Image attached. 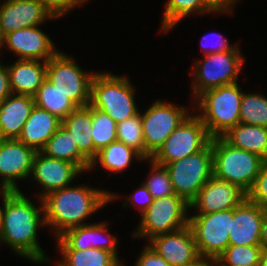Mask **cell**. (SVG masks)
Listing matches in <instances>:
<instances>
[{
	"mask_svg": "<svg viewBox=\"0 0 267 266\" xmlns=\"http://www.w3.org/2000/svg\"><path fill=\"white\" fill-rule=\"evenodd\" d=\"M12 94L7 66L0 65V103Z\"/></svg>",
	"mask_w": 267,
	"mask_h": 266,
	"instance_id": "obj_39",
	"label": "cell"
},
{
	"mask_svg": "<svg viewBox=\"0 0 267 266\" xmlns=\"http://www.w3.org/2000/svg\"><path fill=\"white\" fill-rule=\"evenodd\" d=\"M116 131L117 141L133 148L145 159V143L140 113L118 123Z\"/></svg>",
	"mask_w": 267,
	"mask_h": 266,
	"instance_id": "obj_34",
	"label": "cell"
},
{
	"mask_svg": "<svg viewBox=\"0 0 267 266\" xmlns=\"http://www.w3.org/2000/svg\"><path fill=\"white\" fill-rule=\"evenodd\" d=\"M2 194L4 209L0 240L9 244L22 257H27L34 262H47L36 239L37 227L41 222L45 224L44 217L40 219V211L44 210L43 201L42 207L38 209L21 191L2 189Z\"/></svg>",
	"mask_w": 267,
	"mask_h": 266,
	"instance_id": "obj_1",
	"label": "cell"
},
{
	"mask_svg": "<svg viewBox=\"0 0 267 266\" xmlns=\"http://www.w3.org/2000/svg\"><path fill=\"white\" fill-rule=\"evenodd\" d=\"M262 249L261 245H229L212 266H259Z\"/></svg>",
	"mask_w": 267,
	"mask_h": 266,
	"instance_id": "obj_31",
	"label": "cell"
},
{
	"mask_svg": "<svg viewBox=\"0 0 267 266\" xmlns=\"http://www.w3.org/2000/svg\"><path fill=\"white\" fill-rule=\"evenodd\" d=\"M37 151L18 139H0V175L2 189L19 191L15 179L30 175Z\"/></svg>",
	"mask_w": 267,
	"mask_h": 266,
	"instance_id": "obj_13",
	"label": "cell"
},
{
	"mask_svg": "<svg viewBox=\"0 0 267 266\" xmlns=\"http://www.w3.org/2000/svg\"><path fill=\"white\" fill-rule=\"evenodd\" d=\"M206 36L207 35H205L203 37L202 42H203V40H206ZM218 36H219V34H217V38H219V39L216 41L218 43V45L217 46H214L215 49H213V47H211L210 51L205 52V55L206 54H210V53H214V52H225V51L232 50L234 48V47H230L229 46V43L227 42L226 39L222 38V36L221 37L220 36L218 37ZM215 37H216V35H214V38ZM201 46H202V49L205 50V47L208 46V45L202 43Z\"/></svg>",
	"mask_w": 267,
	"mask_h": 266,
	"instance_id": "obj_40",
	"label": "cell"
},
{
	"mask_svg": "<svg viewBox=\"0 0 267 266\" xmlns=\"http://www.w3.org/2000/svg\"><path fill=\"white\" fill-rule=\"evenodd\" d=\"M106 223L101 224H83L79 227H74L66 230L58 238L60 250H85L91 248L104 249L112 252L116 257L117 239L109 238V243L99 241V237L106 232ZM102 234V235H101Z\"/></svg>",
	"mask_w": 267,
	"mask_h": 266,
	"instance_id": "obj_22",
	"label": "cell"
},
{
	"mask_svg": "<svg viewBox=\"0 0 267 266\" xmlns=\"http://www.w3.org/2000/svg\"><path fill=\"white\" fill-rule=\"evenodd\" d=\"M133 155L143 160L140 154L133 148L128 147L122 142L115 141L97 153L95 159L90 163V169L99 160L101 165L108 171H124L129 166Z\"/></svg>",
	"mask_w": 267,
	"mask_h": 266,
	"instance_id": "obj_29",
	"label": "cell"
},
{
	"mask_svg": "<svg viewBox=\"0 0 267 266\" xmlns=\"http://www.w3.org/2000/svg\"><path fill=\"white\" fill-rule=\"evenodd\" d=\"M61 125L62 120L35 105L18 140L40 152Z\"/></svg>",
	"mask_w": 267,
	"mask_h": 266,
	"instance_id": "obj_21",
	"label": "cell"
},
{
	"mask_svg": "<svg viewBox=\"0 0 267 266\" xmlns=\"http://www.w3.org/2000/svg\"><path fill=\"white\" fill-rule=\"evenodd\" d=\"M231 219L233 209L189 217L188 225L193 231L201 258L206 257L212 263L229 246Z\"/></svg>",
	"mask_w": 267,
	"mask_h": 266,
	"instance_id": "obj_7",
	"label": "cell"
},
{
	"mask_svg": "<svg viewBox=\"0 0 267 266\" xmlns=\"http://www.w3.org/2000/svg\"><path fill=\"white\" fill-rule=\"evenodd\" d=\"M259 266H267V247L262 249Z\"/></svg>",
	"mask_w": 267,
	"mask_h": 266,
	"instance_id": "obj_44",
	"label": "cell"
},
{
	"mask_svg": "<svg viewBox=\"0 0 267 266\" xmlns=\"http://www.w3.org/2000/svg\"><path fill=\"white\" fill-rule=\"evenodd\" d=\"M136 266H170L152 247L146 246Z\"/></svg>",
	"mask_w": 267,
	"mask_h": 266,
	"instance_id": "obj_38",
	"label": "cell"
},
{
	"mask_svg": "<svg viewBox=\"0 0 267 266\" xmlns=\"http://www.w3.org/2000/svg\"><path fill=\"white\" fill-rule=\"evenodd\" d=\"M12 94L34 96L46 79V62L39 60H20L7 66Z\"/></svg>",
	"mask_w": 267,
	"mask_h": 266,
	"instance_id": "obj_23",
	"label": "cell"
},
{
	"mask_svg": "<svg viewBox=\"0 0 267 266\" xmlns=\"http://www.w3.org/2000/svg\"><path fill=\"white\" fill-rule=\"evenodd\" d=\"M261 246L267 247V208L264 213V218L262 221V228H261Z\"/></svg>",
	"mask_w": 267,
	"mask_h": 266,
	"instance_id": "obj_43",
	"label": "cell"
},
{
	"mask_svg": "<svg viewBox=\"0 0 267 266\" xmlns=\"http://www.w3.org/2000/svg\"><path fill=\"white\" fill-rule=\"evenodd\" d=\"M164 166L174 193L190 204L213 176L212 139L203 150Z\"/></svg>",
	"mask_w": 267,
	"mask_h": 266,
	"instance_id": "obj_6",
	"label": "cell"
},
{
	"mask_svg": "<svg viewBox=\"0 0 267 266\" xmlns=\"http://www.w3.org/2000/svg\"><path fill=\"white\" fill-rule=\"evenodd\" d=\"M114 198L113 194L86 186L52 191L41 200L45 225L54 226L59 237L66 230L83 225V219Z\"/></svg>",
	"mask_w": 267,
	"mask_h": 266,
	"instance_id": "obj_2",
	"label": "cell"
},
{
	"mask_svg": "<svg viewBox=\"0 0 267 266\" xmlns=\"http://www.w3.org/2000/svg\"><path fill=\"white\" fill-rule=\"evenodd\" d=\"M192 11L219 12L209 0H169L162 22L163 29L167 31Z\"/></svg>",
	"mask_w": 267,
	"mask_h": 266,
	"instance_id": "obj_30",
	"label": "cell"
},
{
	"mask_svg": "<svg viewBox=\"0 0 267 266\" xmlns=\"http://www.w3.org/2000/svg\"><path fill=\"white\" fill-rule=\"evenodd\" d=\"M62 126L70 131L79 151L92 162L98 153L91 137L92 105L77 107L62 120Z\"/></svg>",
	"mask_w": 267,
	"mask_h": 266,
	"instance_id": "obj_24",
	"label": "cell"
},
{
	"mask_svg": "<svg viewBox=\"0 0 267 266\" xmlns=\"http://www.w3.org/2000/svg\"><path fill=\"white\" fill-rule=\"evenodd\" d=\"M44 155L76 164L82 171L90 169V161L79 151L70 131L62 125L41 150Z\"/></svg>",
	"mask_w": 267,
	"mask_h": 266,
	"instance_id": "obj_26",
	"label": "cell"
},
{
	"mask_svg": "<svg viewBox=\"0 0 267 266\" xmlns=\"http://www.w3.org/2000/svg\"><path fill=\"white\" fill-rule=\"evenodd\" d=\"M189 204L178 195L154 199L147 210L141 214L142 220L134 237L148 236L150 239L157 235L171 233L188 225L186 211Z\"/></svg>",
	"mask_w": 267,
	"mask_h": 266,
	"instance_id": "obj_9",
	"label": "cell"
},
{
	"mask_svg": "<svg viewBox=\"0 0 267 266\" xmlns=\"http://www.w3.org/2000/svg\"><path fill=\"white\" fill-rule=\"evenodd\" d=\"M150 241V247L170 266H189L201 258L189 225L171 233L157 235Z\"/></svg>",
	"mask_w": 267,
	"mask_h": 266,
	"instance_id": "obj_14",
	"label": "cell"
},
{
	"mask_svg": "<svg viewBox=\"0 0 267 266\" xmlns=\"http://www.w3.org/2000/svg\"><path fill=\"white\" fill-rule=\"evenodd\" d=\"M133 95V88L126 77L95 74L90 104L107 113L118 124L139 113Z\"/></svg>",
	"mask_w": 267,
	"mask_h": 266,
	"instance_id": "obj_5",
	"label": "cell"
},
{
	"mask_svg": "<svg viewBox=\"0 0 267 266\" xmlns=\"http://www.w3.org/2000/svg\"><path fill=\"white\" fill-rule=\"evenodd\" d=\"M117 123L105 112L92 106V132L97 152L117 141Z\"/></svg>",
	"mask_w": 267,
	"mask_h": 266,
	"instance_id": "obj_32",
	"label": "cell"
},
{
	"mask_svg": "<svg viewBox=\"0 0 267 266\" xmlns=\"http://www.w3.org/2000/svg\"><path fill=\"white\" fill-rule=\"evenodd\" d=\"M82 170L69 161L55 159L37 152L32 167V175L44 188L42 198L52 191L68 187L73 178Z\"/></svg>",
	"mask_w": 267,
	"mask_h": 266,
	"instance_id": "obj_18",
	"label": "cell"
},
{
	"mask_svg": "<svg viewBox=\"0 0 267 266\" xmlns=\"http://www.w3.org/2000/svg\"><path fill=\"white\" fill-rule=\"evenodd\" d=\"M55 18L62 16L83 0H38Z\"/></svg>",
	"mask_w": 267,
	"mask_h": 266,
	"instance_id": "obj_37",
	"label": "cell"
},
{
	"mask_svg": "<svg viewBox=\"0 0 267 266\" xmlns=\"http://www.w3.org/2000/svg\"><path fill=\"white\" fill-rule=\"evenodd\" d=\"M135 199L137 198H142L144 199V204L141 208L142 214L147 210V208L153 203V196L150 194L149 190L145 185H142L139 190H137V194L134 195Z\"/></svg>",
	"mask_w": 267,
	"mask_h": 266,
	"instance_id": "obj_41",
	"label": "cell"
},
{
	"mask_svg": "<svg viewBox=\"0 0 267 266\" xmlns=\"http://www.w3.org/2000/svg\"><path fill=\"white\" fill-rule=\"evenodd\" d=\"M34 104L63 120L78 106L49 80L45 79L33 96Z\"/></svg>",
	"mask_w": 267,
	"mask_h": 266,
	"instance_id": "obj_27",
	"label": "cell"
},
{
	"mask_svg": "<svg viewBox=\"0 0 267 266\" xmlns=\"http://www.w3.org/2000/svg\"><path fill=\"white\" fill-rule=\"evenodd\" d=\"M94 75L84 73L72 59L60 52L46 62V79L78 107L90 104Z\"/></svg>",
	"mask_w": 267,
	"mask_h": 266,
	"instance_id": "obj_10",
	"label": "cell"
},
{
	"mask_svg": "<svg viewBox=\"0 0 267 266\" xmlns=\"http://www.w3.org/2000/svg\"><path fill=\"white\" fill-rule=\"evenodd\" d=\"M64 260L58 266H122L118 257L104 249L60 250Z\"/></svg>",
	"mask_w": 267,
	"mask_h": 266,
	"instance_id": "obj_28",
	"label": "cell"
},
{
	"mask_svg": "<svg viewBox=\"0 0 267 266\" xmlns=\"http://www.w3.org/2000/svg\"><path fill=\"white\" fill-rule=\"evenodd\" d=\"M7 43L10 50L20 56V60H39L47 62L58 51L54 50L51 39L40 29L35 27H23L3 37V43Z\"/></svg>",
	"mask_w": 267,
	"mask_h": 266,
	"instance_id": "obj_19",
	"label": "cell"
},
{
	"mask_svg": "<svg viewBox=\"0 0 267 266\" xmlns=\"http://www.w3.org/2000/svg\"><path fill=\"white\" fill-rule=\"evenodd\" d=\"M247 198L239 186L216 178L214 175L204 184L189 207L198 208V214L224 211L238 207Z\"/></svg>",
	"mask_w": 267,
	"mask_h": 266,
	"instance_id": "obj_15",
	"label": "cell"
},
{
	"mask_svg": "<svg viewBox=\"0 0 267 266\" xmlns=\"http://www.w3.org/2000/svg\"><path fill=\"white\" fill-rule=\"evenodd\" d=\"M242 95L234 83L206 90L197 97L203 110L199 118L212 138L223 136L240 123Z\"/></svg>",
	"mask_w": 267,
	"mask_h": 266,
	"instance_id": "obj_4",
	"label": "cell"
},
{
	"mask_svg": "<svg viewBox=\"0 0 267 266\" xmlns=\"http://www.w3.org/2000/svg\"><path fill=\"white\" fill-rule=\"evenodd\" d=\"M2 44H3V37H2V35L0 33V48H1Z\"/></svg>",
	"mask_w": 267,
	"mask_h": 266,
	"instance_id": "obj_47",
	"label": "cell"
},
{
	"mask_svg": "<svg viewBox=\"0 0 267 266\" xmlns=\"http://www.w3.org/2000/svg\"><path fill=\"white\" fill-rule=\"evenodd\" d=\"M240 123L267 127V98L259 94L243 93Z\"/></svg>",
	"mask_w": 267,
	"mask_h": 266,
	"instance_id": "obj_33",
	"label": "cell"
},
{
	"mask_svg": "<svg viewBox=\"0 0 267 266\" xmlns=\"http://www.w3.org/2000/svg\"><path fill=\"white\" fill-rule=\"evenodd\" d=\"M212 137L198 116H187L151 158L159 165L181 160L203 150Z\"/></svg>",
	"mask_w": 267,
	"mask_h": 266,
	"instance_id": "obj_8",
	"label": "cell"
},
{
	"mask_svg": "<svg viewBox=\"0 0 267 266\" xmlns=\"http://www.w3.org/2000/svg\"><path fill=\"white\" fill-rule=\"evenodd\" d=\"M205 56L203 62L199 61L195 65L197 84L191 89L196 97L206 90L236 83L242 67L243 58L239 56V50L235 47L229 51L214 52Z\"/></svg>",
	"mask_w": 267,
	"mask_h": 266,
	"instance_id": "obj_11",
	"label": "cell"
},
{
	"mask_svg": "<svg viewBox=\"0 0 267 266\" xmlns=\"http://www.w3.org/2000/svg\"><path fill=\"white\" fill-rule=\"evenodd\" d=\"M151 178L144 183L154 199L174 195V190L170 180V175L165 166L159 165L152 161Z\"/></svg>",
	"mask_w": 267,
	"mask_h": 266,
	"instance_id": "obj_35",
	"label": "cell"
},
{
	"mask_svg": "<svg viewBox=\"0 0 267 266\" xmlns=\"http://www.w3.org/2000/svg\"><path fill=\"white\" fill-rule=\"evenodd\" d=\"M247 199L250 202L267 208V160L263 161L254 184L247 192Z\"/></svg>",
	"mask_w": 267,
	"mask_h": 266,
	"instance_id": "obj_36",
	"label": "cell"
},
{
	"mask_svg": "<svg viewBox=\"0 0 267 266\" xmlns=\"http://www.w3.org/2000/svg\"><path fill=\"white\" fill-rule=\"evenodd\" d=\"M184 108L156 101L141 115L145 143V160L152 158L165 140L189 115Z\"/></svg>",
	"mask_w": 267,
	"mask_h": 266,
	"instance_id": "obj_12",
	"label": "cell"
},
{
	"mask_svg": "<svg viewBox=\"0 0 267 266\" xmlns=\"http://www.w3.org/2000/svg\"><path fill=\"white\" fill-rule=\"evenodd\" d=\"M220 12L226 10L230 11L229 7L233 6V2H237V0H209Z\"/></svg>",
	"mask_w": 267,
	"mask_h": 266,
	"instance_id": "obj_42",
	"label": "cell"
},
{
	"mask_svg": "<svg viewBox=\"0 0 267 266\" xmlns=\"http://www.w3.org/2000/svg\"><path fill=\"white\" fill-rule=\"evenodd\" d=\"M34 99L29 95H9L0 103V139H18L30 117Z\"/></svg>",
	"mask_w": 267,
	"mask_h": 266,
	"instance_id": "obj_20",
	"label": "cell"
},
{
	"mask_svg": "<svg viewBox=\"0 0 267 266\" xmlns=\"http://www.w3.org/2000/svg\"><path fill=\"white\" fill-rule=\"evenodd\" d=\"M54 18L38 0H7L0 7L2 37L23 27L38 26L45 18Z\"/></svg>",
	"mask_w": 267,
	"mask_h": 266,
	"instance_id": "obj_17",
	"label": "cell"
},
{
	"mask_svg": "<svg viewBox=\"0 0 267 266\" xmlns=\"http://www.w3.org/2000/svg\"><path fill=\"white\" fill-rule=\"evenodd\" d=\"M206 260V258H200L197 262L190 264L189 266H212V264Z\"/></svg>",
	"mask_w": 267,
	"mask_h": 266,
	"instance_id": "obj_45",
	"label": "cell"
},
{
	"mask_svg": "<svg viewBox=\"0 0 267 266\" xmlns=\"http://www.w3.org/2000/svg\"><path fill=\"white\" fill-rule=\"evenodd\" d=\"M2 214H3V210L0 208V228L2 224Z\"/></svg>",
	"mask_w": 267,
	"mask_h": 266,
	"instance_id": "obj_46",
	"label": "cell"
},
{
	"mask_svg": "<svg viewBox=\"0 0 267 266\" xmlns=\"http://www.w3.org/2000/svg\"><path fill=\"white\" fill-rule=\"evenodd\" d=\"M266 208L247 198L233 209L229 245H261V228Z\"/></svg>",
	"mask_w": 267,
	"mask_h": 266,
	"instance_id": "obj_16",
	"label": "cell"
},
{
	"mask_svg": "<svg viewBox=\"0 0 267 266\" xmlns=\"http://www.w3.org/2000/svg\"><path fill=\"white\" fill-rule=\"evenodd\" d=\"M221 137L231 146L267 160V127L239 123Z\"/></svg>",
	"mask_w": 267,
	"mask_h": 266,
	"instance_id": "obj_25",
	"label": "cell"
},
{
	"mask_svg": "<svg viewBox=\"0 0 267 266\" xmlns=\"http://www.w3.org/2000/svg\"><path fill=\"white\" fill-rule=\"evenodd\" d=\"M213 175L239 186L246 193L251 189L264 161L258 154L231 146L222 137L212 138Z\"/></svg>",
	"mask_w": 267,
	"mask_h": 266,
	"instance_id": "obj_3",
	"label": "cell"
}]
</instances>
